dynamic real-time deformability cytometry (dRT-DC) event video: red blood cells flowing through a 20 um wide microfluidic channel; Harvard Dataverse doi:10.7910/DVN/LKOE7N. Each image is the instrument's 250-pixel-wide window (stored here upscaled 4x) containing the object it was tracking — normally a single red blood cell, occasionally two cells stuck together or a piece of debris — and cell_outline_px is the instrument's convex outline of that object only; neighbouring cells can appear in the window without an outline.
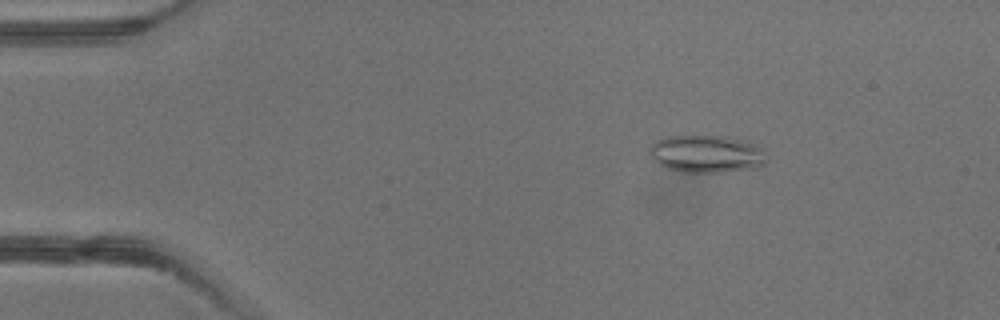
{"species": "common noctule bat (a hibernating species)", "species_latin": "Nyctalus noctula", "temperature_condition": "warm", "stored_images_in_passage": 2, "camera_frame_rate_fps": 3000, "um_per_image_px": 0.085, "animal": {"sex": "male", "body_mass_g": 13.3}, "frame": {"image": 1, "passage_image": 1, "time_ms": 0.0, "image_size_px": [1000, 320], "cell_outline_px": [[768, 160], [764, 164], [756, 168], [720, 172], [684, 172], [668, 168], [652, 160], [648, 152], [648, 148], [656, 140], [664, 136], [724, 136], [748, 140], [764, 148]], "centroid_in_image_um": [60.09, 13.07], "position_along_channel_um": 24.9, "area_um2": 26.07}}